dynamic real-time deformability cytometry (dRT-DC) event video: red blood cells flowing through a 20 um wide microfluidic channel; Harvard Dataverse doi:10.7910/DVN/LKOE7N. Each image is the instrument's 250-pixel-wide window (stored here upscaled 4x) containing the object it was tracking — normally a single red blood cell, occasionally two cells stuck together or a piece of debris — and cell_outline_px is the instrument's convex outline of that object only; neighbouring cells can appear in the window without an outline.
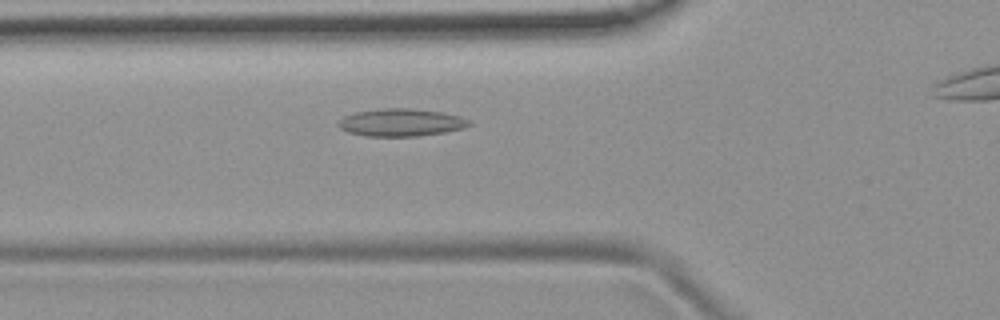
{"species": "common noctule bat (a hibernating species)", "species_latin": "Nyctalus noctula", "temperature_condition": "room temperature", "stored_images_in_passage": 40, "camera_frame_rate_fps": 3000, "um_per_image_px": 0.085, "animal": {"sex": "female", "body_mass_g": 19.9}, "frame": {"image": 1, "passage_image": 12, "time_ms": 3.667, "image_size_px": [1000, 320], "cell_outline_px": [[472, 124], [464, 128], [444, 132], [416, 136], [364, 136], [348, 132], [340, 128], [336, 124], [344, 116], [356, 112], [384, 108], [408, 108], [440, 112], [460, 116], [468, 120]], "centroid_in_image_um": [34.07, 10.41], "position_along_channel_um": 91.7, "area_um2": 20.87}}
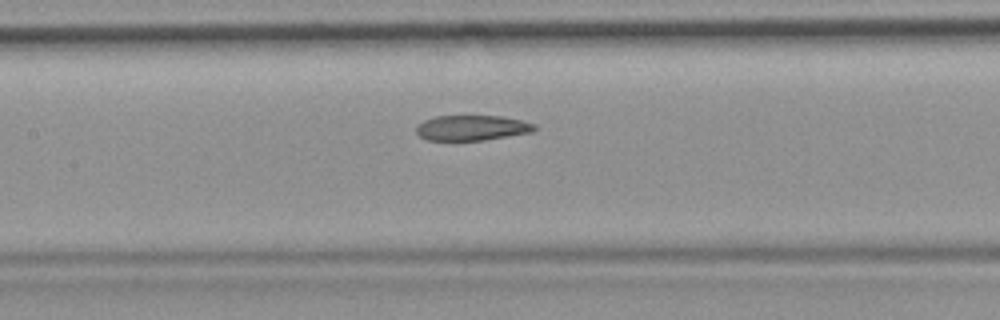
{"frame": {"image": 2, "passage_image": 18, "time_ms": 5.667, "image_size_px": [1000, 320], "cell_outline_px": [[536, 128], [532, 132], [484, 140], [428, 140], [420, 136], [416, 132], [416, 124], [424, 120], [436, 116], [500, 116], [520, 120], [536, 124]], "centroid_in_image_um": [40.09, 10.86], "position_along_channel_um": 167.3, "area_um2": 17.34}}
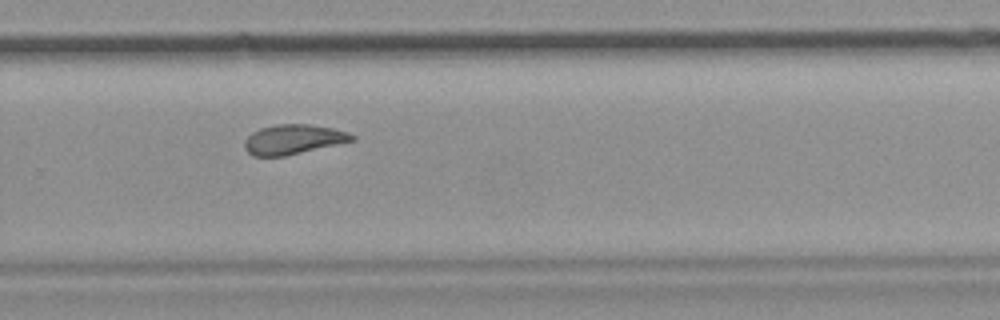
{"frame": {"image": 3, "passage_image": 29, "time_ms": 9.333, "image_size_px": [1000, 320], "cell_outline_px": [[356, 140], [284, 156], [252, 156], [244, 148], [244, 140], [252, 132], [260, 128], [276, 124], [308, 124], [332, 128], [348, 132], [356, 136]], "centroid_in_image_um": [24.92, 11.84], "position_along_channel_um": 304.9, "area_um2": 18.61}}